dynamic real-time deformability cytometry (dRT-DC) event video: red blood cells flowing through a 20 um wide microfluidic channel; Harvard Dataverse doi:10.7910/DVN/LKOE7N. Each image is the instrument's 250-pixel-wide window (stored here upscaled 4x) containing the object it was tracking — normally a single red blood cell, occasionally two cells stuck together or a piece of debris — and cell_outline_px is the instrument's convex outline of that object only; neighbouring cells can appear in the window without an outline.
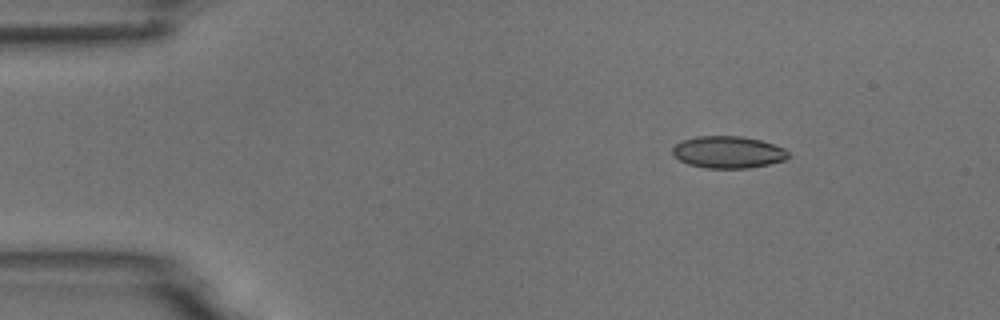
{"species": "common noctule bat (a hibernating species)", "species_latin": "Nyctalus noctula", "temperature_condition": "room temperature", "stored_images_in_passage": 4, "camera_frame_rate_fps": 3000, "um_per_image_px": 0.085, "animal": {"sex": "male", "body_mass_g": 18.8}, "frame": {"image": 1, "passage_image": 2, "time_ms": 1.0, "image_size_px": [1000, 320], "cell_outline_px": [[788, 156], [784, 160], [768, 164], [748, 168], [704, 168], [688, 164], [672, 156], [672, 148], [676, 144], [684, 140], [696, 136], [740, 136], [760, 140], [784, 148], [788, 152]], "centroid_in_image_um": [61.85, 12.93], "position_along_channel_um": 23.2, "area_um2": 21.5}}